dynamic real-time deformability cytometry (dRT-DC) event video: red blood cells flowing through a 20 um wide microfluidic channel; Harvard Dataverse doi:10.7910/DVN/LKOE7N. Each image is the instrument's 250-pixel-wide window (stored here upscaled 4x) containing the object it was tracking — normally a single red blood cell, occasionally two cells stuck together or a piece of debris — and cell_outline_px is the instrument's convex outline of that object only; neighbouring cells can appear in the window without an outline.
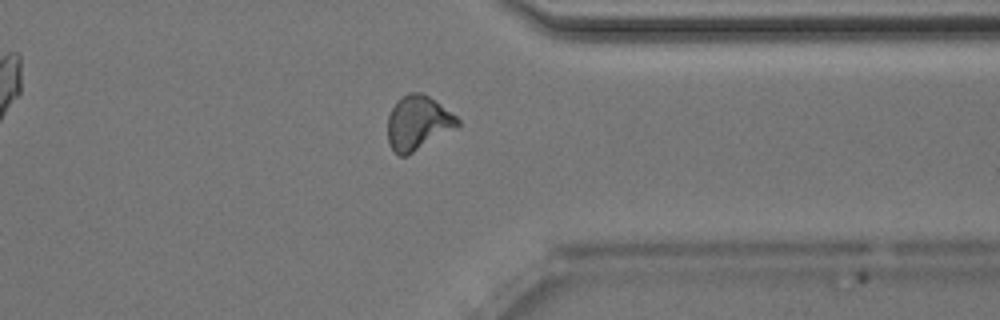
{"species": "Egyptian fruit bat (a non-hibernating species)", "species_latin": "Rousettus aegyptiacus", "temperature_condition": "room temperature", "stored_images_in_passage": 39, "camera_frame_rate_fps": 3000, "um_per_image_px": 0.085, "animal": {"sex": "male"}, "frame": {"image": 1, "passage_image": 28, "time_ms": 9.0, "image_size_px": [1000, 320], "cell_outline_px": [[460, 124], [456, 128], [408, 156], [400, 156], [388, 144], [388, 116], [392, 108], [408, 92], [424, 92], [436, 100], [456, 116], [460, 120]], "centroid_in_image_um": [35.54, 10.45], "position_along_channel_um": 375.9, "area_um2": 22.14}, "authors_computed_cell_mechanics": {"area_um2": 21.5594, "velocity_mm_per_s": 4.0183, "shape_relaxation_time_tau1_ms": 4.9361, "shape_relaxation_time_tau2_ms": 1.7536, "deformation_change_tau1": 0.1495, "deformation_change_tau2": 0.0884}}